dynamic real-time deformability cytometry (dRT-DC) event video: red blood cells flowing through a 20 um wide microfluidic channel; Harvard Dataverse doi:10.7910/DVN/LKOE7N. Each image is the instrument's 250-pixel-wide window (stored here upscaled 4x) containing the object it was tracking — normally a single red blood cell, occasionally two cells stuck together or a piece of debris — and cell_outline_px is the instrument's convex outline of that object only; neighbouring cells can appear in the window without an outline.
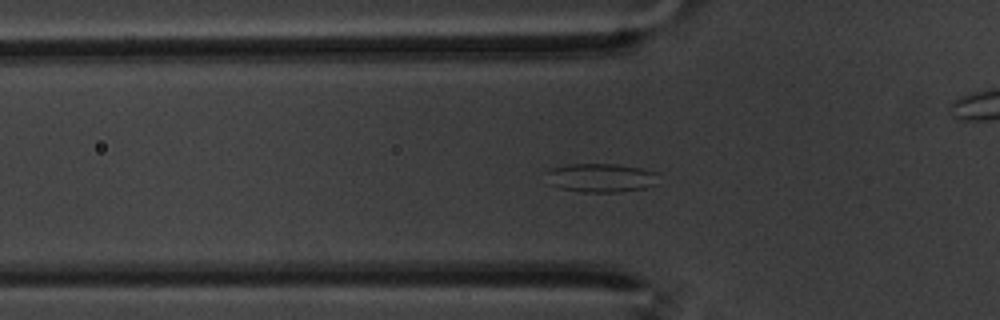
{"species": "common noctule bat (a hibernating species)", "species_latin": "Nyctalus noctula", "temperature_condition": "warm", "stored_images_in_passage": 55, "segment_of_instrument_passage": [1, 2], "camera_frame_rate_fps": 3000, "um_per_image_px": 0.085, "animal": {"sex": "male", "body_mass_g": 20.1, "forearm_length_mm": 53.5}, "frame": {"image": 1, "passage_image": 15, "time_ms": 4.667, "image_size_px": [1000, 320], "cell_outline_px": [[656, 184], [644, 188], [620, 192], [580, 192], [560, 188], [548, 184], [544, 172], [552, 168], [568, 164], [616, 164], [640, 168], [656, 172]], "centroid_in_image_um": [51.0, 15.11], "position_along_channel_um": 74.8, "area_um2": 18.96}}
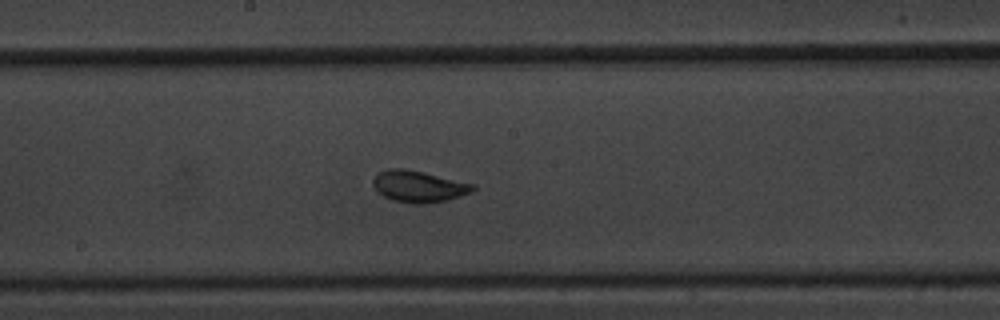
{"frame": {"image": 2, "passage_image": 27, "time_ms": 8.667, "image_size_px": [1000, 320], "cell_outline_px": [[476, 188], [472, 192], [448, 200], [424, 204], [412, 204], [392, 200], [376, 192], [372, 184], [372, 180], [380, 172], [388, 168], [404, 168], [424, 172], [476, 184]], "centroid_in_image_um": [35.59, 15.85], "position_along_channel_um": 212.6, "area_um2": 18.61}}
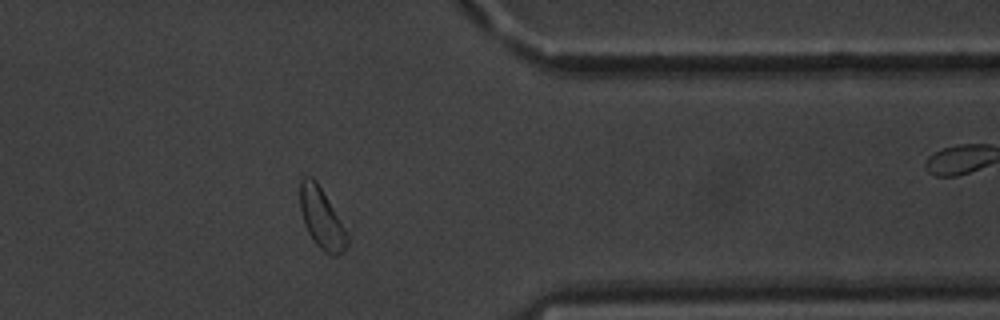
{"frame": {"image": 3, "passage_image": 43, "time_ms": 14.0, "image_size_px": [1000, 320], "cell_outline_px": [[348, 244], [344, 252], [336, 256], [332, 256], [324, 252], [312, 240], [304, 224], [300, 212], [300, 180], [304, 176], [312, 176], [316, 180], [344, 228], [348, 236]], "centroid_in_image_um": [27.31, 18.58], "position_along_channel_um": 384.1, "area_um2": 16.53}}